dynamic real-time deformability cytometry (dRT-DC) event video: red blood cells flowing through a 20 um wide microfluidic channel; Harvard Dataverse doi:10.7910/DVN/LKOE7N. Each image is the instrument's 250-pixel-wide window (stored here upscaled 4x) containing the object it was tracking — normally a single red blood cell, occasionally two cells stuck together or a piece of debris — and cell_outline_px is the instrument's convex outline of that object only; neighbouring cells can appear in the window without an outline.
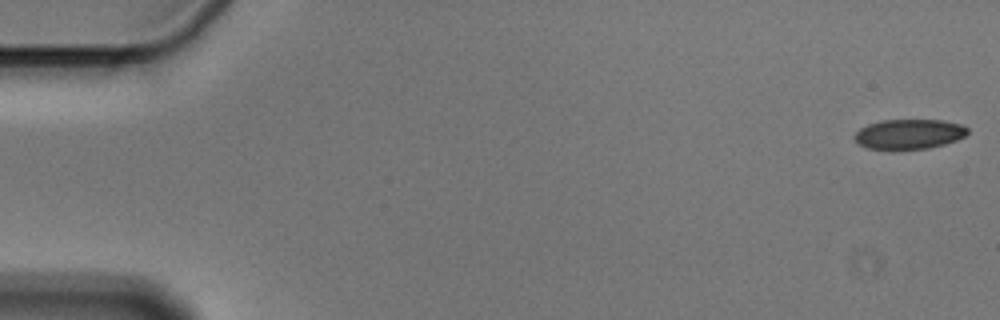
{"species": "Egyptian fruit bat (a non-hibernating species)", "species_latin": "Rousettus aegyptiacus", "temperature_condition": "cold", "stored_images_in_passage": 56, "camera_frame_rate_fps": 3000, "um_per_image_px": 0.085, "animal": {"sex": "male"}, "frame": {"image": 1, "passage_image": 1, "time_ms": 0.0, "image_size_px": [1000, 320], "cell_outline_px": [[968, 132], [964, 136], [956, 140], [944, 144], [928, 148], [892, 152], [868, 148], [860, 144], [852, 136], [860, 128], [868, 124], [880, 120], [940, 120], [960, 124], [968, 128]], "centroid_in_image_um": [77.22, 11.43], "position_along_channel_um": 7.8, "area_um2": 20.17}}
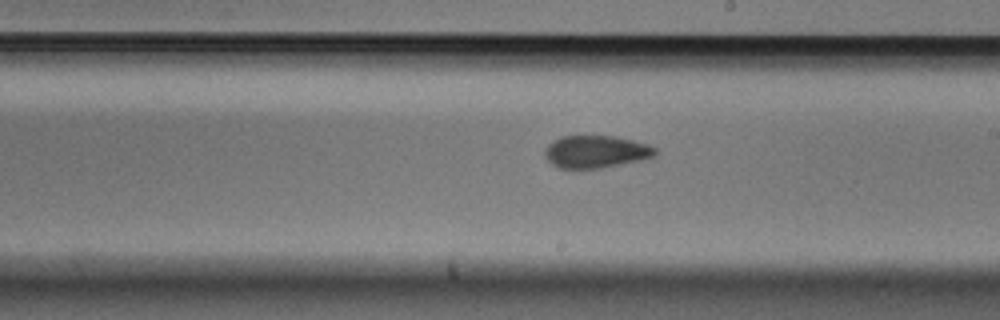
{"frame": {"image": 2, "passage_image": 32, "time_ms": 10.333, "image_size_px": [1000, 320], "cell_outline_px": [[660, 152], [656, 156], [640, 160], [604, 168], [560, 168], [552, 164], [544, 156], [544, 152], [548, 144], [552, 140], [560, 136], [616, 136], [648, 144], [656, 148]], "centroid_in_image_um": [50.67, 12.89], "position_along_channel_um": 238.3, "area_um2": 21.1}}
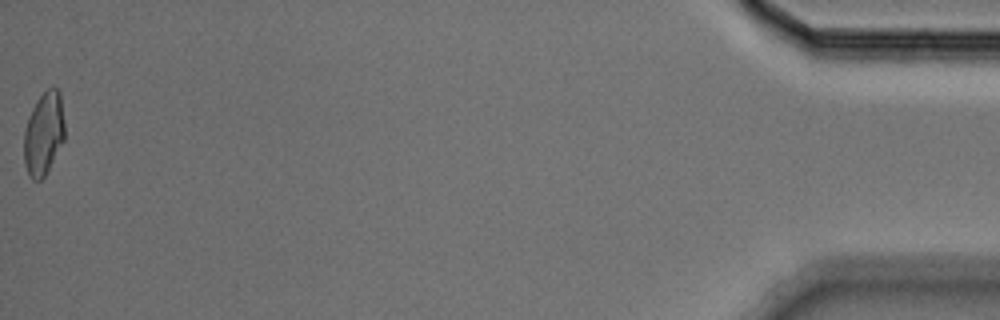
{"frame": {"image": 3, "passage_image": 56, "time_ms": 18.333, "image_size_px": [1000, 320], "cell_outline_px": [[64, 140], [44, 176], [40, 180], [32, 180], [28, 176], [24, 164], [24, 128], [28, 116], [36, 100], [52, 84], [60, 92], [64, 124]], "centroid_in_image_um": [3.7, 11.34], "position_along_channel_um": 431.5, "area_um2": 19.83}, "authors_computed_cell_mechanics": {"area_um2": 21.0392, "velocity_mm_per_s": 3.5999, "shape_relaxation_time_tau1_ms": 3.6714, "shape_relaxation_time_tau2_ms": 1.7795, "deformation_change_tau1": 0.0935, "deformation_change_tau2": 0.0564}}